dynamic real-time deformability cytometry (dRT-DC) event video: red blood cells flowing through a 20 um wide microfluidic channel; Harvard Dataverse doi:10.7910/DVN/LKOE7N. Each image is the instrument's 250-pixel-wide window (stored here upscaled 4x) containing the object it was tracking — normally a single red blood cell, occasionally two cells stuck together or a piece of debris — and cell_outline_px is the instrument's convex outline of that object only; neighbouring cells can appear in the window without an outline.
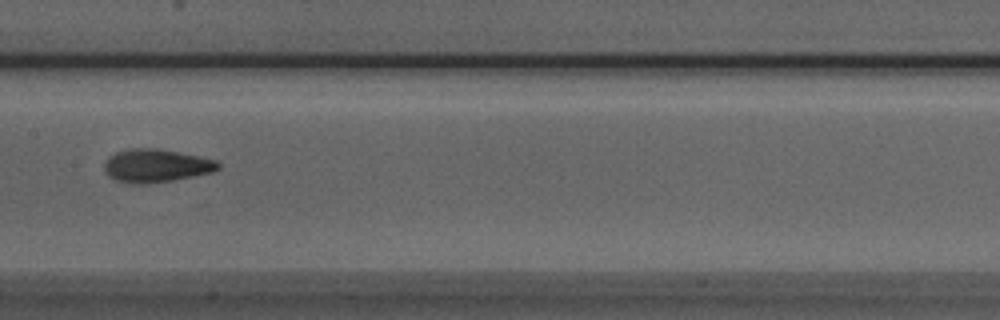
{"species": "Egyptian fruit bat (a non-hibernating species)", "species_latin": "Rousettus aegyptiacus", "temperature_condition": "room temperature", "stored_images_in_passage": 4, "camera_frame_rate_fps": 3000, "um_per_image_px": 0.085, "animal": {"sex": "male"}, "frame": {"image": 1, "passage_image": 4, "time_ms": 1.0, "image_size_px": [1000, 320], "cell_outline_px": [[220, 168], [212, 172], [172, 180], [148, 184], [128, 184], [116, 180], [108, 176], [104, 172], [104, 160], [108, 156], [116, 152], [128, 148], [156, 148], [200, 156], [216, 160], [220, 164]], "centroid_in_image_um": [13.21, 14.08], "position_along_channel_um": 194.2, "area_um2": 22.25}}